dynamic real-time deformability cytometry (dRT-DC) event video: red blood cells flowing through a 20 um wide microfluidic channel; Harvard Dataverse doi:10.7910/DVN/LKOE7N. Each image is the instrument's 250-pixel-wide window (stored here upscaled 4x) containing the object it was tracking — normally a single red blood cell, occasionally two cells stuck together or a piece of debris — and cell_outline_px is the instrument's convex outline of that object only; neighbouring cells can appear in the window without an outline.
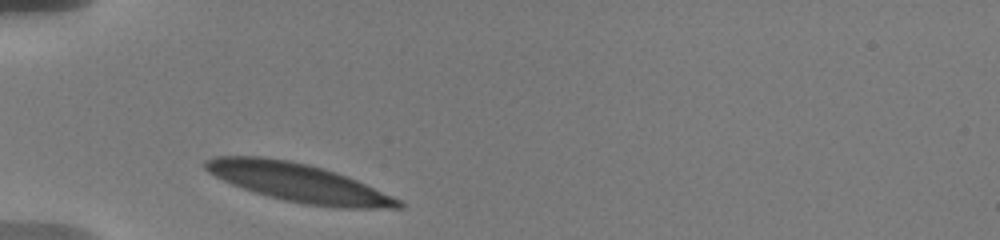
{"species": "human", "species_latin": "Homo sapiens", "temperature_condition": "warm", "stored_images_in_passage": 41, "camera_frame_rate_fps": 3000, "um_per_image_px": 0.085, "donor": {"sex": "male"}, "frame": {"image": 1, "passage_image": 1, "time_ms": 0.0, "image_size_px": [1000, 240], "cell_outline_px": [[404, 208], [336, 208], [304, 204], [284, 200], [268, 196], [232, 184], [208, 172], [204, 168], [204, 160], [216, 156], [260, 156], [288, 160], [308, 164], [356, 180], [392, 196], [400, 200], [404, 204]], "centroid_in_image_um": [25.35, 15.53], "position_along_channel_um": 59.7, "area_um2": 42.6}}
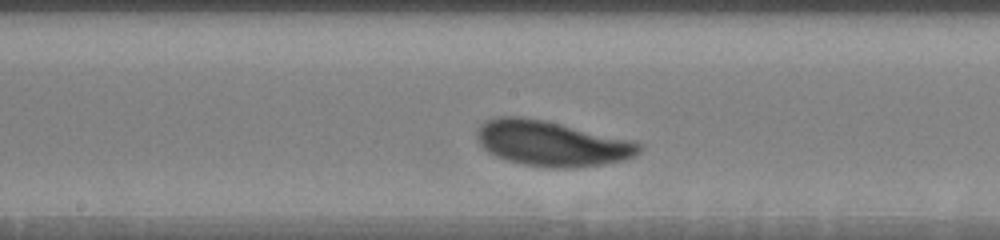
{"frame": {"image": 2, "passage_image": 24, "time_ms": 4.333, "image_size_px": [1000, 240], "cell_outline_px": [[644, 144], [640, 152], [636, 156], [624, 160], [604, 164], [572, 168], [552, 168], [524, 164], [508, 160], [496, 156], [488, 152], [476, 140], [476, 132], [480, 124], [488, 120], [500, 116], [516, 116], [544, 120], [632, 140]], "centroid_in_image_um": [46.91, 12.2], "position_along_channel_um": 201.3, "area_um2": 42.83}}
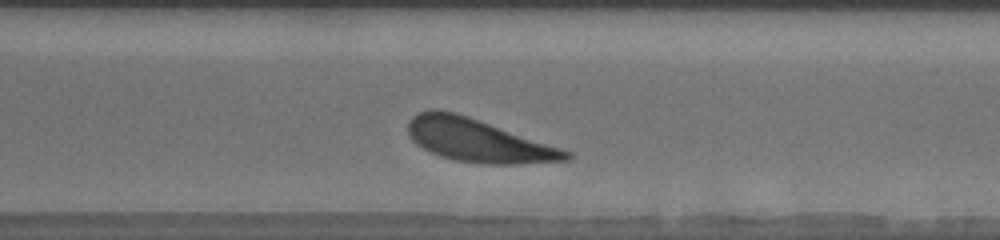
{"frame": {"image": 3, "passage_image": 35, "time_ms": 8.0, "image_size_px": [1000, 240], "cell_outline_px": [[572, 156], [568, 160], [516, 164], [484, 164], [456, 160], [440, 156], [416, 144], [412, 140], [408, 132], [408, 120], [412, 116], [420, 112], [432, 108], [456, 112], [468, 116], [572, 152]], "centroid_in_image_um": [40.6, 11.93], "position_along_channel_um": 330.0, "area_um2": 39.25}, "authors_computed_cell_mechanics": {"area_um2": 41.616, "velocity_mm_per_s": 3.5182, "shape_relaxation_time_tau1_ms": 2.6368, "shape_relaxation_time_tau2_ms": null, "deformation_change_tau1": 0.1384, "deformation_change_tau2": null}}